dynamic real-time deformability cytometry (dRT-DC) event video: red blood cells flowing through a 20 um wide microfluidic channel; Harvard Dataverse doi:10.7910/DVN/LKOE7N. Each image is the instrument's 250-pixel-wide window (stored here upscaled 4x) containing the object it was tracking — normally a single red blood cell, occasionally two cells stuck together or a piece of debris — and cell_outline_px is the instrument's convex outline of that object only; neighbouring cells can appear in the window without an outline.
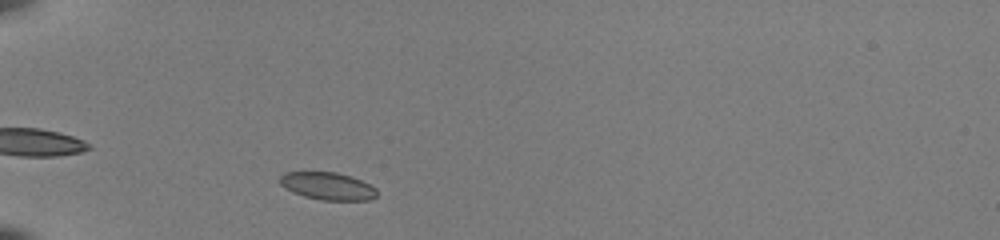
{"species": "common noctule bat (a hibernating species)", "species_latin": "Nyctalus noctula", "temperature_condition": "room temperature", "stored_images_in_passage": 37, "camera_frame_rate_fps": 3000, "um_per_image_px": 0.085, "animal": {"sex": "female", "body_mass_g": 22.0, "forearm_length_mm": 56.7}, "frame": {"image": 1, "passage_image": 2, "time_ms": 0.333, "image_size_px": [1000, 240], "cell_outline_px": [[376, 196], [368, 200], [320, 200], [304, 196], [292, 192], [280, 184], [280, 176], [284, 172], [336, 172], [360, 180], [376, 188]], "centroid_in_image_um": [27.82, 15.82], "position_along_channel_um": 57.2, "area_um2": 15.37}}
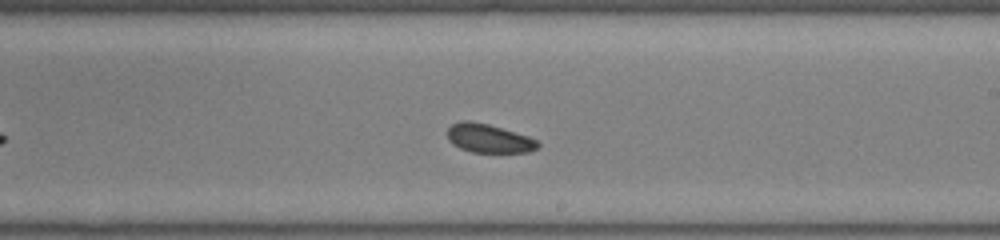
{"frame": {"image": 2, "passage_image": 18, "time_ms": 5.667, "image_size_px": [1000, 240], "cell_outline_px": [[540, 144], [536, 148], [528, 152], [472, 152], [460, 148], [452, 144], [448, 140], [448, 128], [452, 124], [460, 120], [468, 120], [488, 124], [528, 136], [536, 140]], "centroid_in_image_um": [41.51, 11.76], "position_along_channel_um": 247.5, "area_um2": 15.03}}
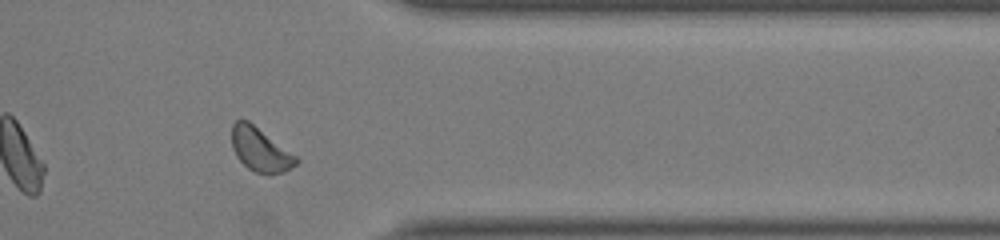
{"frame": {"image": 3, "passage_image": 29, "time_ms": 9.333, "image_size_px": [1000, 240], "cell_outline_px": [[300, 160], [296, 164], [284, 172], [268, 176], [256, 172], [248, 168], [236, 156], [232, 148], [232, 124], [236, 120], [248, 120], [296, 156]], "centroid_in_image_um": [22.11, 12.74], "position_along_channel_um": 389.3, "area_um2": 16.36}, "authors_computed_cell_mechanics": {"area_um2": 16.1262, "velocity_mm_per_s": 3.9562, "shape_relaxation_time_tau1_ms": 6.299, "shape_relaxation_time_tau2_ms": 2.3517, "deformation_change_tau1": 0.0974, "deformation_change_tau2": 0.0663}}